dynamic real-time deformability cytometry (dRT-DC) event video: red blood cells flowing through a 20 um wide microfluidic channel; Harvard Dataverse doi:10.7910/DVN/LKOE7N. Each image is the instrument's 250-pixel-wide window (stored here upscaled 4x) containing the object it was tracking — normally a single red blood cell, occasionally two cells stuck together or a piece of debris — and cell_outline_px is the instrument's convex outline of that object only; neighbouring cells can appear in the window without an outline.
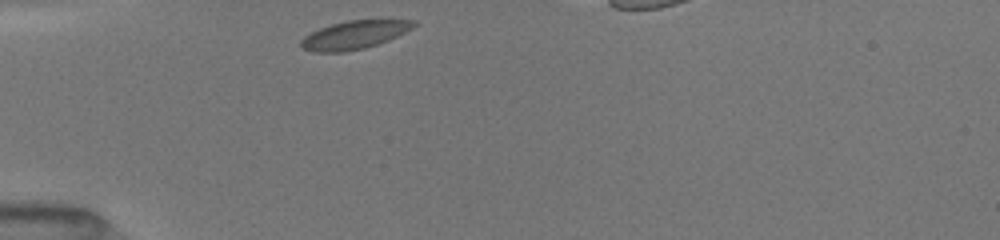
{"species": "common noctule bat (a hibernating species)", "species_latin": "Nyctalus noctula", "temperature_condition": "room temperature", "stored_images_in_passage": 32, "camera_frame_rate_fps": 3000, "um_per_image_px": 0.085, "animal": {"sex": "female", "body_mass_g": 19.5, "forearm_length_mm": 54.1}, "frame": {"image": 1, "passage_image": 1, "time_ms": 0.0, "image_size_px": [1000, 240], "cell_outline_px": [[416, 24], [412, 28], [388, 40], [364, 48], [344, 52], [312, 52], [304, 48], [300, 44], [300, 40], [304, 36], [320, 28], [344, 20], [416, 20]], "centroid_in_image_um": [30.09, 2.96], "position_along_channel_um": 54.9, "area_um2": 18.38}}
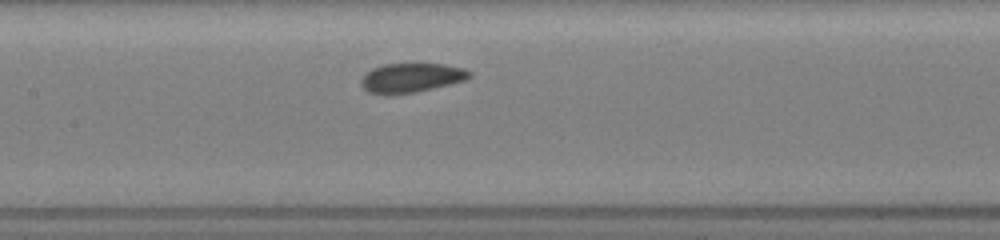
{"frame": {"image": 2, "passage_image": 12, "time_ms": 3.333, "image_size_px": [1000, 240], "cell_outline_px": [[472, 76], [464, 80], [432, 88], [412, 92], [388, 96], [384, 96], [368, 92], [360, 84], [360, 80], [364, 72], [372, 68], [384, 64], [444, 64], [464, 68], [472, 72]], "centroid_in_image_um": [34.89, 6.62], "position_along_channel_um": 172.5, "area_um2": 18.67}}
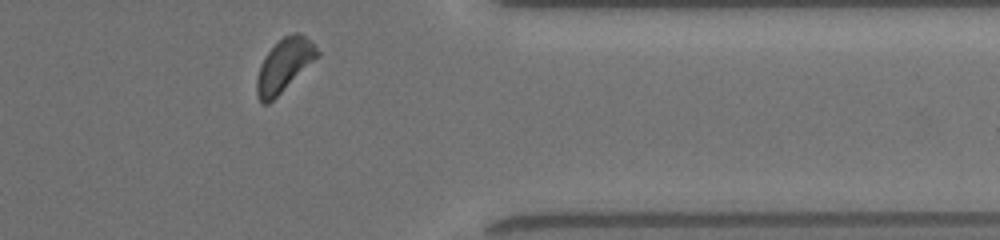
{"frame": {"image": 3, "passage_image": 31, "time_ms": 9.0, "image_size_px": [1000, 240], "cell_outline_px": [[320, 56], [268, 104], [260, 104], [256, 92], [256, 80], [260, 64], [264, 56], [284, 36], [296, 32], [312, 40], [320, 52]], "centroid_in_image_um": [24.16, 5.56], "position_along_channel_um": 387.2, "area_um2": 18.67}, "authors_computed_cell_mechanics": {"area_um2": 18.6694, "velocity_mm_per_s": 3.9614, "shape_relaxation_time_tau1_ms": 1.1798, "shape_relaxation_time_tau2_ms": 11.2675, "deformation_change_tau1": 0.0662, "deformation_change_tau2": 0.1238}}